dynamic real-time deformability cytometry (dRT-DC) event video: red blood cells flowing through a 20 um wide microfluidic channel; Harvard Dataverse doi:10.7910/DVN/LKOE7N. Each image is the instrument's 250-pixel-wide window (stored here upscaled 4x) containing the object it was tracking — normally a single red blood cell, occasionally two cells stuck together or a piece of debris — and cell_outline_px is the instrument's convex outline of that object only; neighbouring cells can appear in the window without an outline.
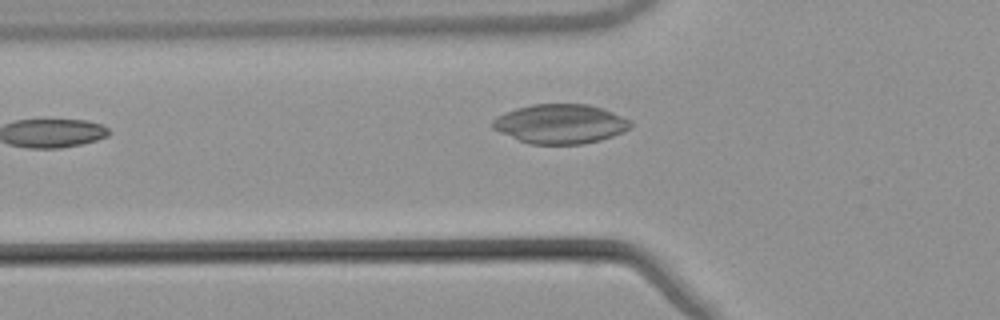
{"species": "common noctule bat (a hibernating species)", "species_latin": "Nyctalus noctula", "temperature_condition": "warm", "stored_images_in_passage": 21, "camera_frame_rate_fps": 3000, "um_per_image_px": 0.085, "animal": {"sex": "male", "body_mass_g": 21.5, "forearm_length_mm": 52.0}, "frame": {"image": 1, "passage_image": 4, "time_ms": 1.0, "image_size_px": [1000, 320], "cell_outline_px": [[632, 124], [628, 128], [612, 136], [600, 140], [584, 144], [532, 144], [520, 140], [500, 132], [492, 128], [492, 120], [496, 116], [504, 112], [516, 108], [532, 104], [588, 104], [604, 108], [632, 120]], "centroid_in_image_um": [47.63, 10.51], "position_along_channel_um": 78.2, "area_um2": 31.67}}